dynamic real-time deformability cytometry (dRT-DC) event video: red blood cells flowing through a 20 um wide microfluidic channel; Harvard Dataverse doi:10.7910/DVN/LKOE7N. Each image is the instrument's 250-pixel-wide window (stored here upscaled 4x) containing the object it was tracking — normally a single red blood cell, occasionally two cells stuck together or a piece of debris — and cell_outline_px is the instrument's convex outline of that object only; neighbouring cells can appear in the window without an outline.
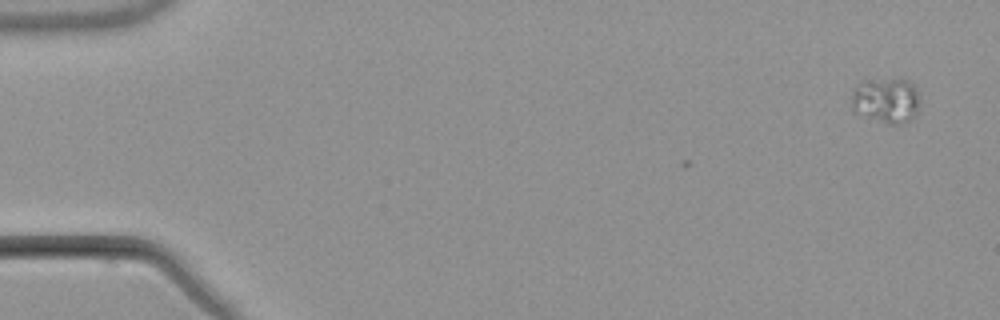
{"species": "common noctule bat (a hibernating species)", "species_latin": "Nyctalus noctula", "temperature_condition": "warm", "stored_images_in_passage": 2, "camera_frame_rate_fps": 3000, "um_per_image_px": 0.085, "animal": {"sex": "male", "body_mass_g": 21.5, "forearm_length_mm": 52.0}, "frame": {"image": 1, "passage_image": 2, "time_ms": 1.0, "image_size_px": [1000, 320], "cell_outline_px": [[916, 116], [904, 124], [888, 124], [856, 112], [852, 108], [852, 88], [860, 80], [900, 76], [908, 80], [916, 88]], "centroid_in_image_um": [75.28, 8.46], "position_along_channel_um": 9.7, "area_um2": 18.44}}